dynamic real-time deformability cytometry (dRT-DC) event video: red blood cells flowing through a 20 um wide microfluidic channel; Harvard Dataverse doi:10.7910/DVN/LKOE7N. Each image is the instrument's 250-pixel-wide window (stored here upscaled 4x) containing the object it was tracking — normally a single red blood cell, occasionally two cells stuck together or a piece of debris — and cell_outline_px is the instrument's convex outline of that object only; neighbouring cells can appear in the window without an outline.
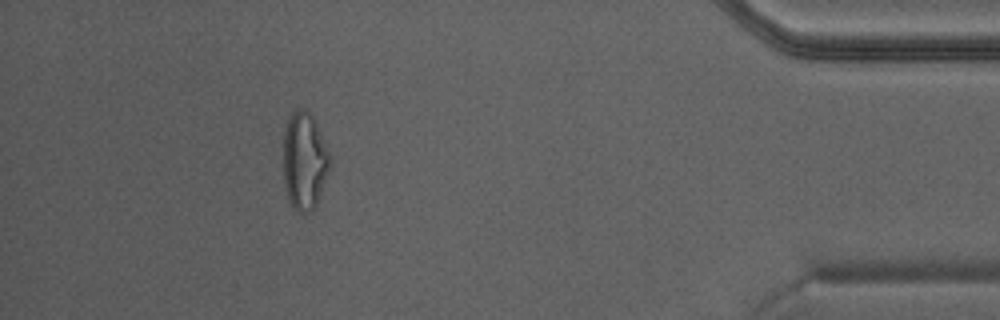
{"species": "Egyptian fruit bat (a non-hibernating species)", "species_latin": "Rousettus aegyptiacus", "temperature_condition": "warm", "stored_images_in_passage": 31, "camera_frame_rate_fps": 3000, "um_per_image_px": 0.085, "animal": {"sex": "male"}, "frame": {"image": 1, "passage_image": 27, "time_ms": 8.667, "image_size_px": [1000, 320], "cell_outline_px": [[332, 160], [316, 208], [312, 212], [296, 212], [292, 208], [288, 196], [284, 180], [284, 132], [288, 120], [292, 112], [296, 108], [300, 108], [308, 112], [316, 120]], "centroid_in_image_um": [25.9, 13.7], "position_along_channel_um": 409.3, "area_um2": 26.65}}